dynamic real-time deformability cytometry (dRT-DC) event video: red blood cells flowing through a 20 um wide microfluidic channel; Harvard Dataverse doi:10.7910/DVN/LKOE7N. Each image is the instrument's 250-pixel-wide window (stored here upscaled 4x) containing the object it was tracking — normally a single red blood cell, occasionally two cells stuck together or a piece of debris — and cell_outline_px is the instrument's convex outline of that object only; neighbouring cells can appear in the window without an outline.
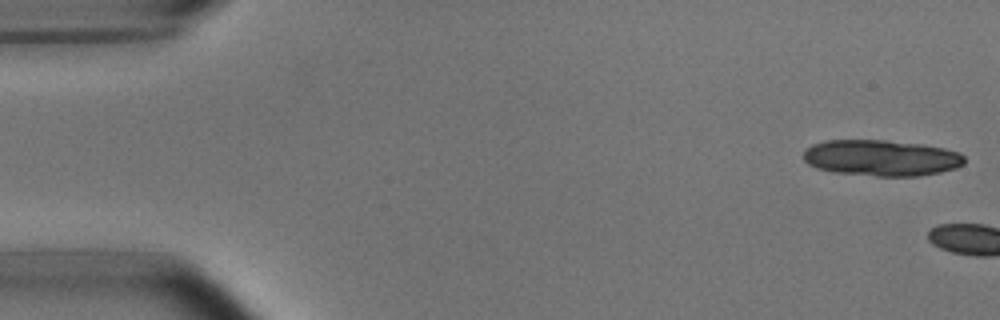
{"species": "common noctule bat (a hibernating species)", "species_latin": "Nyctalus noctula", "temperature_condition": "room temperature", "stored_images_in_passage": 4, "camera_frame_rate_fps": 3000, "um_per_image_px": 0.085, "animal": {"sex": "male", "body_mass_g": 15.6}, "frame": {"image": 1, "passage_image": 1, "time_ms": 0.0, "image_size_px": [1000, 320], "cell_outline_px": [[964, 164], [956, 168], [940, 172], [920, 176], [876, 176], [836, 172], [816, 168], [808, 164], [804, 160], [804, 152], [812, 144], [824, 140], [884, 140], [920, 144], [944, 148], [960, 152], [964, 156]], "centroid_in_image_um": [74.92, 13.42], "position_along_channel_um": 10.1, "area_um2": 33.87}}